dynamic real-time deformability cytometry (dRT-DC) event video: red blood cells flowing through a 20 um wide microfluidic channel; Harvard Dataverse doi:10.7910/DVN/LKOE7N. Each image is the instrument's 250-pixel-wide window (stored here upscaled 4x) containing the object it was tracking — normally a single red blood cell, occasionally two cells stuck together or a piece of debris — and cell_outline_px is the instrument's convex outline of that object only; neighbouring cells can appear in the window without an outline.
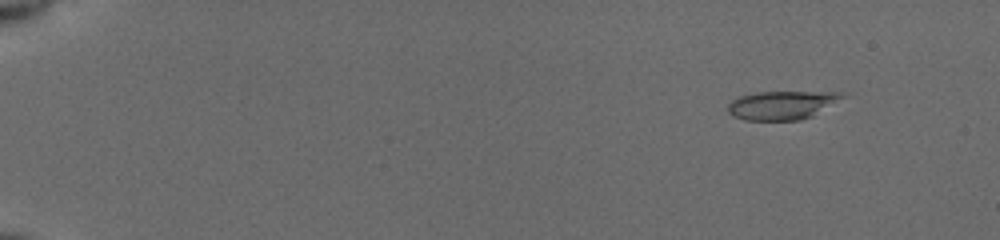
{"species": "common noctule bat (a hibernating species)", "species_latin": "Nyctalus noctula", "temperature_condition": "cold", "stored_images_in_passage": 53, "camera_frame_rate_fps": 3000, "um_per_image_px": 0.085, "animal": {"sex": "female", "body_mass_g": 19.5, "forearm_length_mm": 54.1}, "frame": {"image": 1, "passage_image": 5, "time_ms": 1.333, "image_size_px": [1000, 240], "cell_outline_px": [[848, 96], [812, 116], [800, 120], [744, 120], [732, 116], [728, 112], [728, 104], [732, 100], [740, 96], [756, 92], [840, 92]], "centroid_in_image_um": [66.47, 8.94], "position_along_channel_um": 18.5, "area_um2": 19.13}}
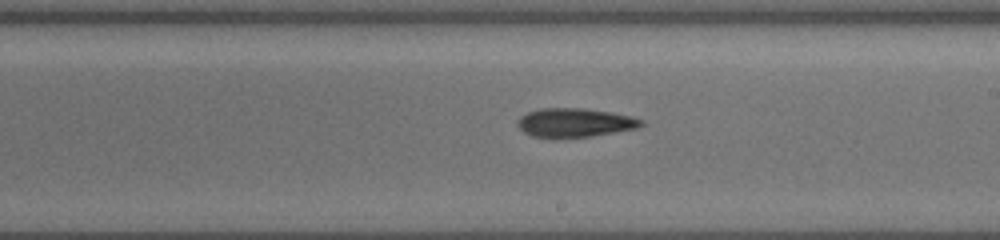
{"frame": {"image": 2, "passage_image": 33, "time_ms": 10.667, "image_size_px": [1000, 240], "cell_outline_px": [[644, 124], [636, 128], [588, 136], [532, 136], [524, 132], [516, 124], [520, 116], [528, 112], [540, 108], [584, 108], [612, 112], [644, 120]], "centroid_in_image_um": [48.84, 10.39], "position_along_channel_um": 240.2, "area_um2": 20.23}}
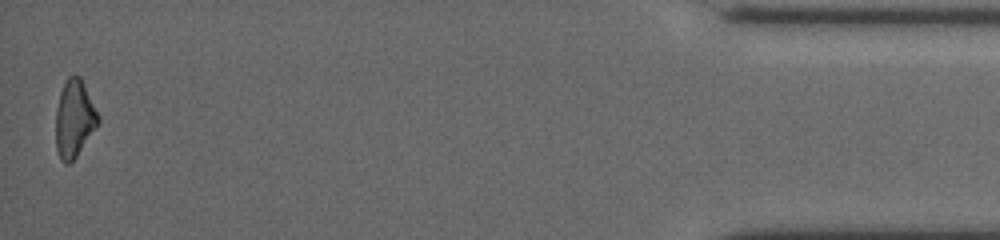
{"frame": {"image": 3, "passage_image": 53, "time_ms": 17.333, "image_size_px": [1000, 240], "cell_outline_px": [[100, 120], [76, 156], [68, 164], [64, 164], [60, 160], [56, 148], [56, 108], [60, 92], [68, 76], [80, 76], [100, 116]], "centroid_in_image_um": [6.3, 10.09], "position_along_channel_um": 428.9, "area_um2": 18.84}, "authors_computed_cell_mechanics": {"area_um2": 19.9988, "velocity_mm_per_s": 3.9387, "shape_relaxation_time_tau1_ms": 6.7227, "shape_relaxation_time_tau2_ms": null, "deformation_change_tau1": 0.1818, "deformation_change_tau2": null}}